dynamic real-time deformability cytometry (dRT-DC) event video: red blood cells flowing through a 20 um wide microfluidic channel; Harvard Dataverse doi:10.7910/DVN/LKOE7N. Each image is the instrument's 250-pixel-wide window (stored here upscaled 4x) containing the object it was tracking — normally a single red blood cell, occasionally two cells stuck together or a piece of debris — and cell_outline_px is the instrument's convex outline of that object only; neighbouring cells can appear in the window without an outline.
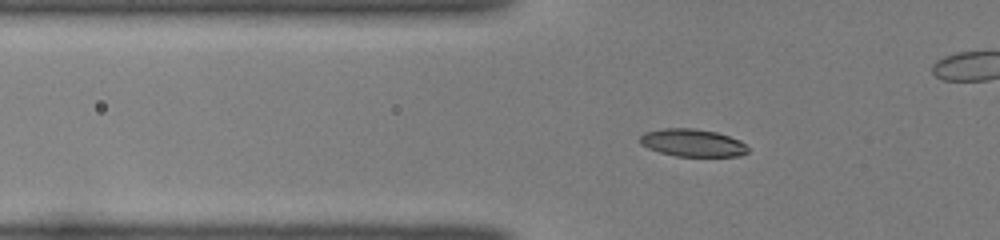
{"species": "common noctule bat (a hibernating species)", "species_latin": "Nyctalus noctula", "temperature_condition": "room temperature", "stored_images_in_passage": 46, "camera_frame_rate_fps": 3000, "um_per_image_px": 0.085, "animal": {"sex": "female", "body_mass_g": 22.0, "forearm_length_mm": 56.7}, "frame": {"image": 1, "passage_image": 12, "time_ms": 3.667, "image_size_px": [1000, 240], "cell_outline_px": [[748, 152], [740, 156], [676, 156], [660, 152], [648, 148], [640, 144], [640, 136], [644, 132], [664, 128], [696, 128], [716, 132], [740, 140], [748, 148]], "centroid_in_image_um": [58.85, 12.13], "position_along_channel_um": 66.9, "area_um2": 17.34}}
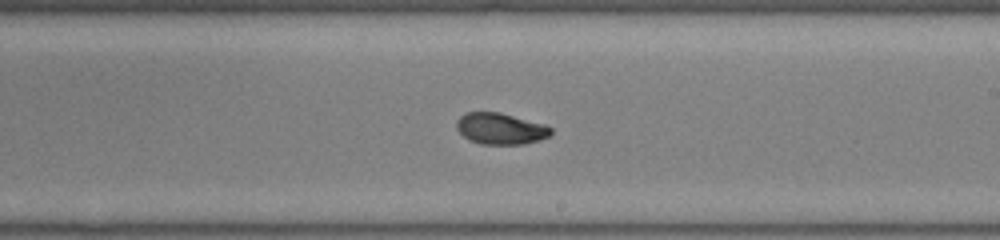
{"frame": {"image": 2, "passage_image": 26, "time_ms": 8.333, "image_size_px": [1000, 240], "cell_outline_px": [[552, 132], [548, 136], [540, 140], [524, 144], [480, 144], [468, 140], [456, 128], [456, 120], [464, 112], [500, 112], [544, 124], [552, 128]], "centroid_in_image_um": [42.52, 10.93], "position_along_channel_um": 246.5, "area_um2": 17.34}}
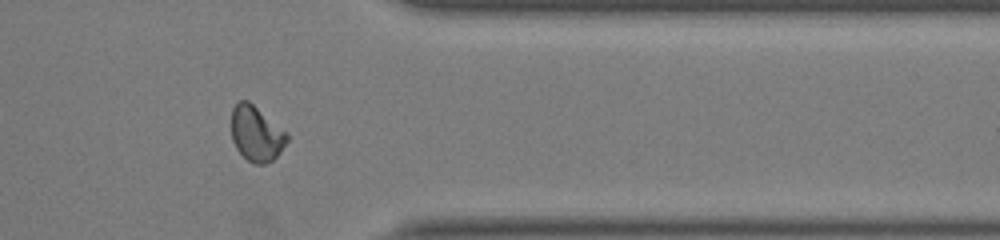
{"frame": {"image": 3, "passage_image": 37, "time_ms": 12.0, "image_size_px": [1000, 240], "cell_outline_px": [[288, 140], [280, 152], [272, 160], [264, 164], [252, 164], [236, 148], [232, 140], [232, 108], [240, 100], [248, 100], [288, 132]], "centroid_in_image_um": [21.8, 11.35], "position_along_channel_um": 389.6, "area_um2": 17.92}, "authors_computed_cell_mechanics": {"area_um2": 17.3978, "velocity_mm_per_s": 4.0083, "shape_relaxation_time_tau1_ms": 3.4137, "shape_relaxation_time_tau2_ms": 1.2533, "deformation_change_tau1": 0.1672, "deformation_change_tau2": 0.05}}